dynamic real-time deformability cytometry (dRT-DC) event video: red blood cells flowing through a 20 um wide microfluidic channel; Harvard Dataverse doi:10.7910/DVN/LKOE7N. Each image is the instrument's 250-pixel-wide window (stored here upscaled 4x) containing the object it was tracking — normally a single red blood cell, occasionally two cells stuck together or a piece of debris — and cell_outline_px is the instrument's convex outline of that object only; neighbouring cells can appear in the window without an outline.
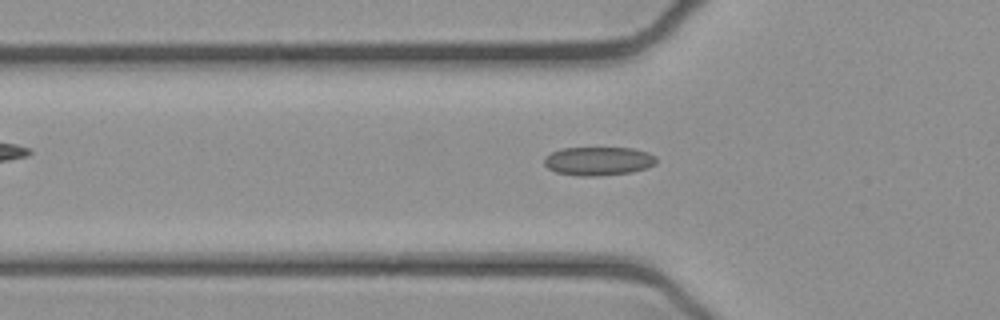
{"species": "common noctule bat (a hibernating species)", "species_latin": "Nyctalus noctula", "temperature_condition": "cold", "stored_images_in_passage": 51, "camera_frame_rate_fps": 3000, "um_per_image_px": 0.085, "animal": {"sex": "female", "body_mass_g": 21.9}, "frame": {"image": 1, "passage_image": 17, "time_ms": 5.333, "image_size_px": [1000, 320], "cell_outline_px": [[656, 164], [648, 168], [632, 172], [596, 176], [580, 176], [556, 172], [548, 168], [544, 164], [544, 156], [552, 152], [564, 148], [632, 148], [648, 152], [656, 156]], "centroid_in_image_um": [50.88, 13.69], "position_along_channel_um": 74.9, "area_um2": 18.79}}
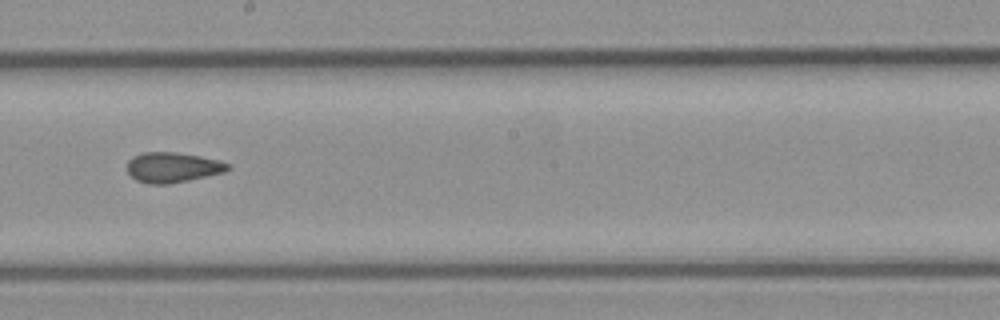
{"frame": {"image": 2, "passage_image": 29, "time_ms": 9.333, "image_size_px": [1000, 320], "cell_outline_px": [[232, 168], [224, 172], [188, 180], [168, 184], [148, 184], [136, 180], [128, 172], [128, 160], [132, 156], [144, 152], [176, 152], [200, 156], [220, 160], [232, 164]], "centroid_in_image_um": [14.7, 14.22], "position_along_channel_um": 233.5, "area_um2": 17.8}}
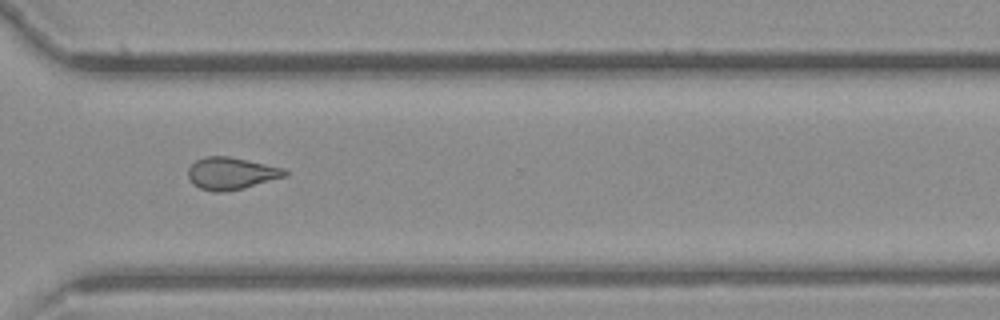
{"frame": {"image": 3, "passage_image": 38, "time_ms": 12.333, "image_size_px": [1000, 320], "cell_outline_px": [[288, 176], [244, 188], [224, 192], [216, 192], [200, 188], [192, 184], [188, 176], [188, 168], [196, 160], [208, 156], [228, 156], [284, 168], [288, 172]], "centroid_in_image_um": [19.66, 14.74], "position_along_channel_um": 350.9, "area_um2": 18.15}, "authors_computed_cell_mechanics": {"area_um2": 18.2648, "velocity_mm_per_s": 3.9302, "shape_relaxation_time_tau1_ms": null, "shape_relaxation_time_tau2_ms": 2.4781, "deformation_change_tau1": null, "deformation_change_tau2": 0.0934}}